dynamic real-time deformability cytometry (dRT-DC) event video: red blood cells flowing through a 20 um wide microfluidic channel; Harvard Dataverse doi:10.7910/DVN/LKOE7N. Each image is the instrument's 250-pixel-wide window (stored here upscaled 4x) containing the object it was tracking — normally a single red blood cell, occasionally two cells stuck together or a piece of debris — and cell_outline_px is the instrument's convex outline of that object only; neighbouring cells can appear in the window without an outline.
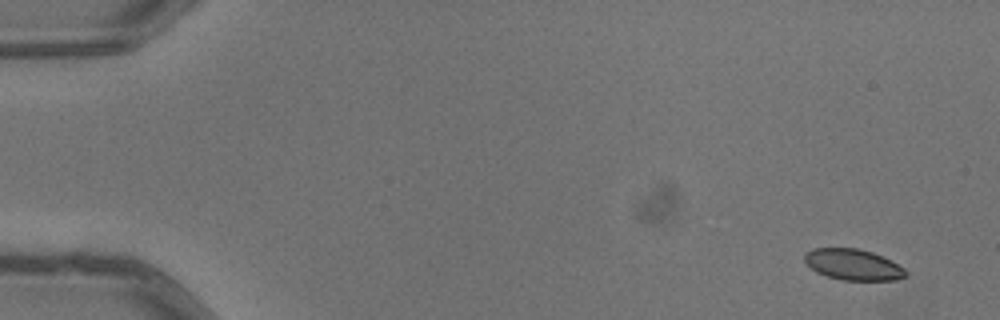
{"species": "common noctule bat (a hibernating species)", "species_latin": "Nyctalus noctula", "temperature_condition": "warm", "stored_images_in_passage": 5, "camera_frame_rate_fps": 3000, "um_per_image_px": 0.085, "animal": {"sex": "male", "body_mass_g": 13.3}, "frame": {"image": 1, "passage_image": 1, "time_ms": 0.0, "image_size_px": [1000, 320], "cell_outline_px": [[908, 272], [904, 276], [896, 280], [840, 280], [816, 272], [804, 260], [804, 252], [812, 248], [856, 248], [872, 252], [892, 260], [904, 268]], "centroid_in_image_um": [72.51, 22.48], "position_along_channel_um": 12.5, "area_um2": 18.32}}
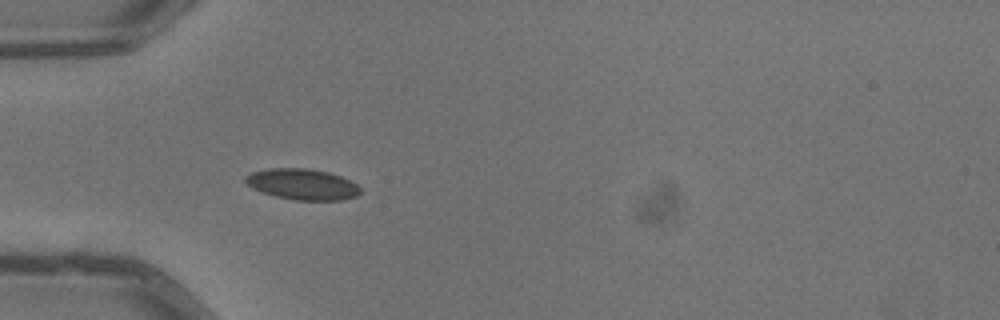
{"frame": {"image": 2, "passage_image": 5, "time_ms": 1.333, "image_size_px": [1000, 320], "cell_outline_px": [[360, 192], [356, 196], [344, 200], [292, 200], [276, 196], [252, 188], [244, 180], [244, 176], [252, 172], [268, 168], [304, 168], [328, 172], [340, 176], [356, 184], [360, 188]], "centroid_in_image_um": [25.69, 15.66], "position_along_channel_um": 59.3, "area_um2": 20.58}}